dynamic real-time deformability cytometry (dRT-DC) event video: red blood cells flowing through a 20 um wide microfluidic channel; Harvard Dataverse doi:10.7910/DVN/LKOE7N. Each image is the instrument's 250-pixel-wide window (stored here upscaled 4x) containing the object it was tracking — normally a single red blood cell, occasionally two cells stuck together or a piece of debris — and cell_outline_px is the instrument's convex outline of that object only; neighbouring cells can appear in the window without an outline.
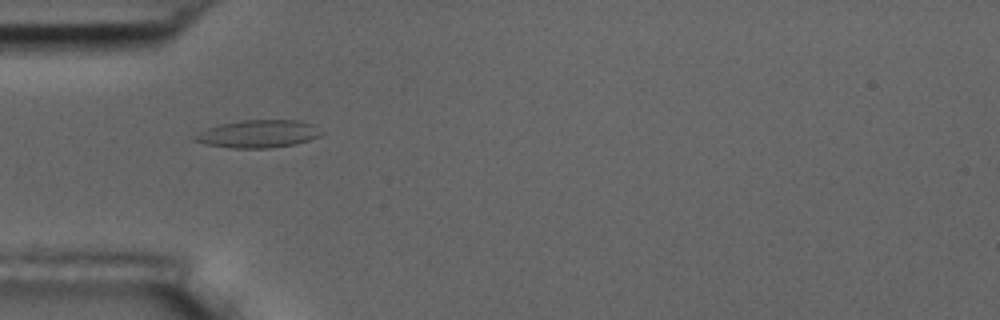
{"species": "common noctule bat (a hibernating species)", "species_latin": "Nyctalus noctula", "temperature_condition": "room temperature", "stored_images_in_passage": 2, "camera_frame_rate_fps": 3000, "um_per_image_px": 0.085, "animal": {"sex": "male", "body_mass_g": 17.5, "forearm_length_mm": 52.3}, "frame": {"image": 1, "passage_image": 1, "time_ms": 0.0, "image_size_px": [1000, 320], "cell_outline_px": [[324, 132], [320, 136], [296, 144], [268, 148], [232, 148], [204, 144], [192, 140], [192, 136], [208, 128], [220, 124], [244, 120], [300, 120], [312, 124]], "centroid_in_image_um": [21.95, 11.38], "position_along_channel_um": 63.1, "area_um2": 20.46}}